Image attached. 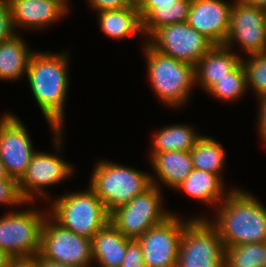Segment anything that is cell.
Listing matches in <instances>:
<instances>
[{
	"label": "cell",
	"mask_w": 266,
	"mask_h": 267,
	"mask_svg": "<svg viewBox=\"0 0 266 267\" xmlns=\"http://www.w3.org/2000/svg\"><path fill=\"white\" fill-rule=\"evenodd\" d=\"M68 56L34 52L29 60L27 77L33 96L55 136V146L61 149L62 123L68 91Z\"/></svg>",
	"instance_id": "cell-1"
},
{
	"label": "cell",
	"mask_w": 266,
	"mask_h": 267,
	"mask_svg": "<svg viewBox=\"0 0 266 267\" xmlns=\"http://www.w3.org/2000/svg\"><path fill=\"white\" fill-rule=\"evenodd\" d=\"M227 192L211 222L224 247L266 242V207L248 192L239 189Z\"/></svg>",
	"instance_id": "cell-2"
},
{
	"label": "cell",
	"mask_w": 266,
	"mask_h": 267,
	"mask_svg": "<svg viewBox=\"0 0 266 267\" xmlns=\"http://www.w3.org/2000/svg\"><path fill=\"white\" fill-rule=\"evenodd\" d=\"M51 206L49 215L56 223L89 239L110 221V213L90 187L87 191L64 194Z\"/></svg>",
	"instance_id": "cell-3"
},
{
	"label": "cell",
	"mask_w": 266,
	"mask_h": 267,
	"mask_svg": "<svg viewBox=\"0 0 266 267\" xmlns=\"http://www.w3.org/2000/svg\"><path fill=\"white\" fill-rule=\"evenodd\" d=\"M89 185L110 213L143 193L152 182L149 174L103 161L95 166Z\"/></svg>",
	"instance_id": "cell-4"
},
{
	"label": "cell",
	"mask_w": 266,
	"mask_h": 267,
	"mask_svg": "<svg viewBox=\"0 0 266 267\" xmlns=\"http://www.w3.org/2000/svg\"><path fill=\"white\" fill-rule=\"evenodd\" d=\"M148 74L156 95L167 106L184 105L195 83V67L166 56L145 44Z\"/></svg>",
	"instance_id": "cell-5"
},
{
	"label": "cell",
	"mask_w": 266,
	"mask_h": 267,
	"mask_svg": "<svg viewBox=\"0 0 266 267\" xmlns=\"http://www.w3.org/2000/svg\"><path fill=\"white\" fill-rule=\"evenodd\" d=\"M207 218L186 221L177 267H224L225 247L217 228Z\"/></svg>",
	"instance_id": "cell-6"
},
{
	"label": "cell",
	"mask_w": 266,
	"mask_h": 267,
	"mask_svg": "<svg viewBox=\"0 0 266 267\" xmlns=\"http://www.w3.org/2000/svg\"><path fill=\"white\" fill-rule=\"evenodd\" d=\"M154 181L151 176L152 185L148 189L110 212V222L127 238L137 239L171 215L162 209L163 195Z\"/></svg>",
	"instance_id": "cell-7"
},
{
	"label": "cell",
	"mask_w": 266,
	"mask_h": 267,
	"mask_svg": "<svg viewBox=\"0 0 266 267\" xmlns=\"http://www.w3.org/2000/svg\"><path fill=\"white\" fill-rule=\"evenodd\" d=\"M29 209L0 218V248L11 258L34 257L40 252L45 214Z\"/></svg>",
	"instance_id": "cell-8"
},
{
	"label": "cell",
	"mask_w": 266,
	"mask_h": 267,
	"mask_svg": "<svg viewBox=\"0 0 266 267\" xmlns=\"http://www.w3.org/2000/svg\"><path fill=\"white\" fill-rule=\"evenodd\" d=\"M39 253L71 267H88L93 262L92 240L60 226L48 216L42 227Z\"/></svg>",
	"instance_id": "cell-9"
},
{
	"label": "cell",
	"mask_w": 266,
	"mask_h": 267,
	"mask_svg": "<svg viewBox=\"0 0 266 267\" xmlns=\"http://www.w3.org/2000/svg\"><path fill=\"white\" fill-rule=\"evenodd\" d=\"M149 38L148 44L156 51L194 67L214 46L187 22L160 27Z\"/></svg>",
	"instance_id": "cell-10"
},
{
	"label": "cell",
	"mask_w": 266,
	"mask_h": 267,
	"mask_svg": "<svg viewBox=\"0 0 266 267\" xmlns=\"http://www.w3.org/2000/svg\"><path fill=\"white\" fill-rule=\"evenodd\" d=\"M185 226L186 221H181L175 214H171L137 238L142 246L146 267H177Z\"/></svg>",
	"instance_id": "cell-11"
},
{
	"label": "cell",
	"mask_w": 266,
	"mask_h": 267,
	"mask_svg": "<svg viewBox=\"0 0 266 267\" xmlns=\"http://www.w3.org/2000/svg\"><path fill=\"white\" fill-rule=\"evenodd\" d=\"M36 151L26 127L12 114L0 118V160L9 177L18 181L25 174Z\"/></svg>",
	"instance_id": "cell-12"
},
{
	"label": "cell",
	"mask_w": 266,
	"mask_h": 267,
	"mask_svg": "<svg viewBox=\"0 0 266 267\" xmlns=\"http://www.w3.org/2000/svg\"><path fill=\"white\" fill-rule=\"evenodd\" d=\"M230 13V28L224 43L232 49V42L238 43L249 55L266 52L265 10L234 0Z\"/></svg>",
	"instance_id": "cell-13"
},
{
	"label": "cell",
	"mask_w": 266,
	"mask_h": 267,
	"mask_svg": "<svg viewBox=\"0 0 266 267\" xmlns=\"http://www.w3.org/2000/svg\"><path fill=\"white\" fill-rule=\"evenodd\" d=\"M73 168L57 155L35 152L25 174L19 182V190L27 203L33 201L35 195L48 199L44 188L58 184L72 175Z\"/></svg>",
	"instance_id": "cell-14"
},
{
	"label": "cell",
	"mask_w": 266,
	"mask_h": 267,
	"mask_svg": "<svg viewBox=\"0 0 266 267\" xmlns=\"http://www.w3.org/2000/svg\"><path fill=\"white\" fill-rule=\"evenodd\" d=\"M232 5L224 0H191L187 23L214 45H224Z\"/></svg>",
	"instance_id": "cell-15"
},
{
	"label": "cell",
	"mask_w": 266,
	"mask_h": 267,
	"mask_svg": "<svg viewBox=\"0 0 266 267\" xmlns=\"http://www.w3.org/2000/svg\"><path fill=\"white\" fill-rule=\"evenodd\" d=\"M242 58L224 45H214L195 66V82L208 91L215 83L230 75Z\"/></svg>",
	"instance_id": "cell-16"
},
{
	"label": "cell",
	"mask_w": 266,
	"mask_h": 267,
	"mask_svg": "<svg viewBox=\"0 0 266 267\" xmlns=\"http://www.w3.org/2000/svg\"><path fill=\"white\" fill-rule=\"evenodd\" d=\"M9 5L14 28L38 29L67 13L59 4L49 0H10Z\"/></svg>",
	"instance_id": "cell-17"
},
{
	"label": "cell",
	"mask_w": 266,
	"mask_h": 267,
	"mask_svg": "<svg viewBox=\"0 0 266 267\" xmlns=\"http://www.w3.org/2000/svg\"><path fill=\"white\" fill-rule=\"evenodd\" d=\"M91 240L93 261L101 267H121L130 238L109 221Z\"/></svg>",
	"instance_id": "cell-18"
},
{
	"label": "cell",
	"mask_w": 266,
	"mask_h": 267,
	"mask_svg": "<svg viewBox=\"0 0 266 267\" xmlns=\"http://www.w3.org/2000/svg\"><path fill=\"white\" fill-rule=\"evenodd\" d=\"M151 165L165 185L176 188L193 170L190 151L151 153Z\"/></svg>",
	"instance_id": "cell-19"
},
{
	"label": "cell",
	"mask_w": 266,
	"mask_h": 267,
	"mask_svg": "<svg viewBox=\"0 0 266 267\" xmlns=\"http://www.w3.org/2000/svg\"><path fill=\"white\" fill-rule=\"evenodd\" d=\"M221 175L193 169L185 180L175 189L185 192L206 204H220L226 198ZM223 194V195H222ZM219 201V202H218Z\"/></svg>",
	"instance_id": "cell-20"
},
{
	"label": "cell",
	"mask_w": 266,
	"mask_h": 267,
	"mask_svg": "<svg viewBox=\"0 0 266 267\" xmlns=\"http://www.w3.org/2000/svg\"><path fill=\"white\" fill-rule=\"evenodd\" d=\"M27 47L18 34L0 42V80H16L26 74L29 60L35 52Z\"/></svg>",
	"instance_id": "cell-21"
},
{
	"label": "cell",
	"mask_w": 266,
	"mask_h": 267,
	"mask_svg": "<svg viewBox=\"0 0 266 267\" xmlns=\"http://www.w3.org/2000/svg\"><path fill=\"white\" fill-rule=\"evenodd\" d=\"M98 14L101 30L110 38L122 39L143 32L136 4L121 10L100 11Z\"/></svg>",
	"instance_id": "cell-22"
},
{
	"label": "cell",
	"mask_w": 266,
	"mask_h": 267,
	"mask_svg": "<svg viewBox=\"0 0 266 267\" xmlns=\"http://www.w3.org/2000/svg\"><path fill=\"white\" fill-rule=\"evenodd\" d=\"M156 133L152 139L151 153L191 151L202 137L186 125L167 126Z\"/></svg>",
	"instance_id": "cell-23"
},
{
	"label": "cell",
	"mask_w": 266,
	"mask_h": 267,
	"mask_svg": "<svg viewBox=\"0 0 266 267\" xmlns=\"http://www.w3.org/2000/svg\"><path fill=\"white\" fill-rule=\"evenodd\" d=\"M190 154L193 169L221 174L226 153L224 147L213 138L202 136Z\"/></svg>",
	"instance_id": "cell-24"
},
{
	"label": "cell",
	"mask_w": 266,
	"mask_h": 267,
	"mask_svg": "<svg viewBox=\"0 0 266 267\" xmlns=\"http://www.w3.org/2000/svg\"><path fill=\"white\" fill-rule=\"evenodd\" d=\"M191 0L175 2L173 6L154 7L142 19V31L150 37L158 28L178 23L187 22Z\"/></svg>",
	"instance_id": "cell-25"
},
{
	"label": "cell",
	"mask_w": 266,
	"mask_h": 267,
	"mask_svg": "<svg viewBox=\"0 0 266 267\" xmlns=\"http://www.w3.org/2000/svg\"><path fill=\"white\" fill-rule=\"evenodd\" d=\"M266 242L247 243L225 248L224 267H264Z\"/></svg>",
	"instance_id": "cell-26"
},
{
	"label": "cell",
	"mask_w": 266,
	"mask_h": 267,
	"mask_svg": "<svg viewBox=\"0 0 266 267\" xmlns=\"http://www.w3.org/2000/svg\"><path fill=\"white\" fill-rule=\"evenodd\" d=\"M246 71L242 62L230 73L215 83L207 92L223 101L237 100L247 90Z\"/></svg>",
	"instance_id": "cell-27"
},
{
	"label": "cell",
	"mask_w": 266,
	"mask_h": 267,
	"mask_svg": "<svg viewBox=\"0 0 266 267\" xmlns=\"http://www.w3.org/2000/svg\"><path fill=\"white\" fill-rule=\"evenodd\" d=\"M251 59L243 61L246 71L247 87H253L258 99L266 97V52L249 55Z\"/></svg>",
	"instance_id": "cell-28"
},
{
	"label": "cell",
	"mask_w": 266,
	"mask_h": 267,
	"mask_svg": "<svg viewBox=\"0 0 266 267\" xmlns=\"http://www.w3.org/2000/svg\"><path fill=\"white\" fill-rule=\"evenodd\" d=\"M27 201L23 198L19 190L17 179L8 177L0 179V203L5 205L17 206Z\"/></svg>",
	"instance_id": "cell-29"
},
{
	"label": "cell",
	"mask_w": 266,
	"mask_h": 267,
	"mask_svg": "<svg viewBox=\"0 0 266 267\" xmlns=\"http://www.w3.org/2000/svg\"><path fill=\"white\" fill-rule=\"evenodd\" d=\"M121 267H146L142 246L137 239H130L127 242L126 254Z\"/></svg>",
	"instance_id": "cell-30"
},
{
	"label": "cell",
	"mask_w": 266,
	"mask_h": 267,
	"mask_svg": "<svg viewBox=\"0 0 266 267\" xmlns=\"http://www.w3.org/2000/svg\"><path fill=\"white\" fill-rule=\"evenodd\" d=\"M9 2L0 0V42L15 35Z\"/></svg>",
	"instance_id": "cell-31"
},
{
	"label": "cell",
	"mask_w": 266,
	"mask_h": 267,
	"mask_svg": "<svg viewBox=\"0 0 266 267\" xmlns=\"http://www.w3.org/2000/svg\"><path fill=\"white\" fill-rule=\"evenodd\" d=\"M91 7L98 12L104 10H121L124 8L133 7L136 0H88Z\"/></svg>",
	"instance_id": "cell-32"
},
{
	"label": "cell",
	"mask_w": 266,
	"mask_h": 267,
	"mask_svg": "<svg viewBox=\"0 0 266 267\" xmlns=\"http://www.w3.org/2000/svg\"><path fill=\"white\" fill-rule=\"evenodd\" d=\"M178 1L184 0H136V5L142 20L154 7L173 6Z\"/></svg>",
	"instance_id": "cell-33"
},
{
	"label": "cell",
	"mask_w": 266,
	"mask_h": 267,
	"mask_svg": "<svg viewBox=\"0 0 266 267\" xmlns=\"http://www.w3.org/2000/svg\"><path fill=\"white\" fill-rule=\"evenodd\" d=\"M259 114H258V129L261 136V140L266 143V97L259 99Z\"/></svg>",
	"instance_id": "cell-34"
},
{
	"label": "cell",
	"mask_w": 266,
	"mask_h": 267,
	"mask_svg": "<svg viewBox=\"0 0 266 267\" xmlns=\"http://www.w3.org/2000/svg\"><path fill=\"white\" fill-rule=\"evenodd\" d=\"M7 267H39L38 259L34 257L11 258Z\"/></svg>",
	"instance_id": "cell-35"
},
{
	"label": "cell",
	"mask_w": 266,
	"mask_h": 267,
	"mask_svg": "<svg viewBox=\"0 0 266 267\" xmlns=\"http://www.w3.org/2000/svg\"><path fill=\"white\" fill-rule=\"evenodd\" d=\"M35 257L38 259L39 267H71L63 263L55 262L47 258H44L40 253H38Z\"/></svg>",
	"instance_id": "cell-36"
},
{
	"label": "cell",
	"mask_w": 266,
	"mask_h": 267,
	"mask_svg": "<svg viewBox=\"0 0 266 267\" xmlns=\"http://www.w3.org/2000/svg\"><path fill=\"white\" fill-rule=\"evenodd\" d=\"M241 1H243L246 5L266 10V0H241Z\"/></svg>",
	"instance_id": "cell-37"
},
{
	"label": "cell",
	"mask_w": 266,
	"mask_h": 267,
	"mask_svg": "<svg viewBox=\"0 0 266 267\" xmlns=\"http://www.w3.org/2000/svg\"><path fill=\"white\" fill-rule=\"evenodd\" d=\"M11 256L0 248V267H7Z\"/></svg>",
	"instance_id": "cell-38"
},
{
	"label": "cell",
	"mask_w": 266,
	"mask_h": 267,
	"mask_svg": "<svg viewBox=\"0 0 266 267\" xmlns=\"http://www.w3.org/2000/svg\"><path fill=\"white\" fill-rule=\"evenodd\" d=\"M49 1L59 4L68 13L69 8L68 5L66 4L67 0H49Z\"/></svg>",
	"instance_id": "cell-39"
},
{
	"label": "cell",
	"mask_w": 266,
	"mask_h": 267,
	"mask_svg": "<svg viewBox=\"0 0 266 267\" xmlns=\"http://www.w3.org/2000/svg\"><path fill=\"white\" fill-rule=\"evenodd\" d=\"M8 174L6 173L4 164L0 160V179H6L8 178Z\"/></svg>",
	"instance_id": "cell-40"
},
{
	"label": "cell",
	"mask_w": 266,
	"mask_h": 267,
	"mask_svg": "<svg viewBox=\"0 0 266 267\" xmlns=\"http://www.w3.org/2000/svg\"><path fill=\"white\" fill-rule=\"evenodd\" d=\"M265 28H266V10H265Z\"/></svg>",
	"instance_id": "cell-41"
}]
</instances>
